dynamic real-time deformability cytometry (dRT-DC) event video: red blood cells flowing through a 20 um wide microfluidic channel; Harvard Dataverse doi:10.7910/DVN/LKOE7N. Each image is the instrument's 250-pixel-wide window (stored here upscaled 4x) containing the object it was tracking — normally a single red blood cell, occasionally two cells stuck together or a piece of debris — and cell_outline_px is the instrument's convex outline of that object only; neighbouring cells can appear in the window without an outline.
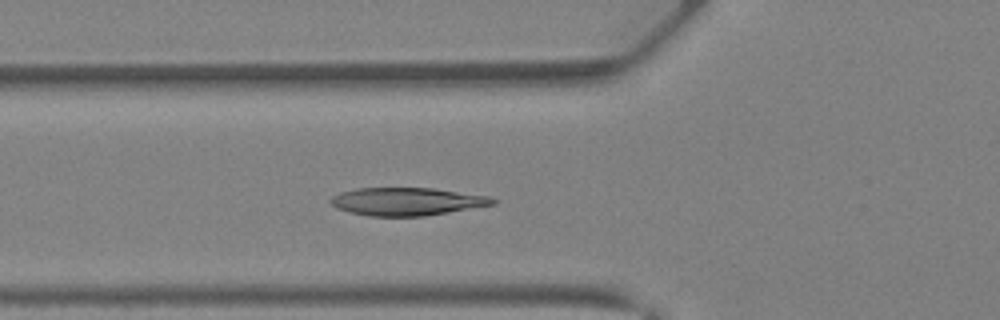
{"species": "Egyptian fruit bat (a non-hibernating species)", "species_latin": "Rousettus aegyptiacus", "temperature_condition": "warm", "stored_images_in_passage": 31, "camera_frame_rate_fps": 3000, "um_per_image_px": 0.085, "animal": {"sex": "female"}, "frame": {"image": 1, "passage_image": 4, "time_ms": 1.0, "image_size_px": [1000, 320], "cell_outline_px": [[496, 204], [424, 216], [368, 216], [348, 212], [336, 208], [328, 200], [332, 196], [340, 192], [356, 188], [432, 188], [488, 196], [496, 200]], "centroid_in_image_um": [34.53, 17.13], "position_along_channel_um": 91.3, "area_um2": 26.3}}
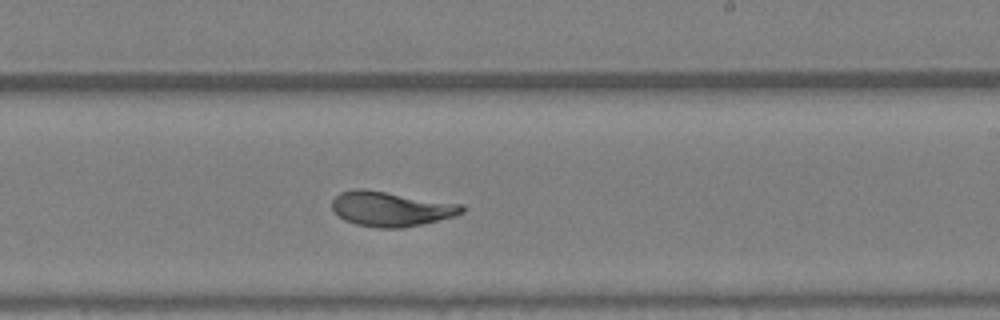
{"frame": {"image": 2, "passage_image": 14, "time_ms": 4.333, "image_size_px": [1000, 320], "cell_outline_px": [[464, 212], [456, 216], [420, 224], [400, 228], [380, 228], [356, 224], [344, 220], [332, 208], [332, 200], [340, 192], [360, 188], [364, 188], [464, 204]], "centroid_in_image_um": [33.26, 17.74], "position_along_channel_um": 255.7, "area_um2": 26.36}}
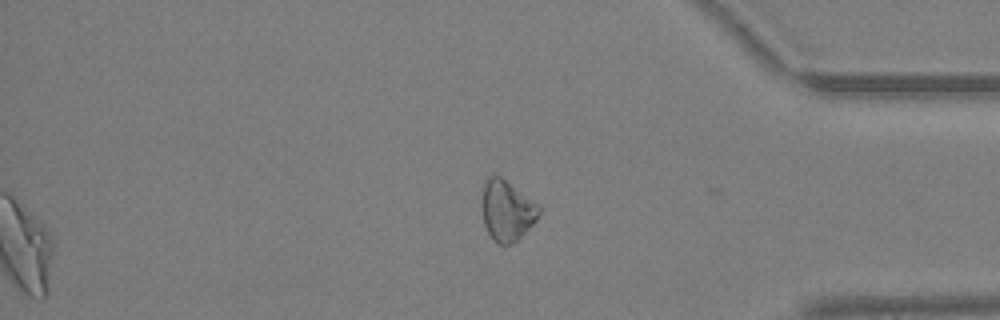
{"frame": {"image": 3, "passage_image": 31, "time_ms": 10.0, "image_size_px": [1000, 320], "cell_outline_px": [[540, 212], [536, 220], [512, 244], [496, 244], [492, 240], [484, 224], [484, 184], [488, 176], [500, 176], [536, 204], [540, 208]], "centroid_in_image_um": [43.08, 17.93], "position_along_channel_um": 392.1, "area_um2": 19.25}, "authors_computed_cell_mechanics": {"area_um2": 26.299, "velocity_mm_per_s": 4.9403, "shape_relaxation_time_tau1_ms": 4.0628, "shape_relaxation_time_tau2_ms": 0.9816, "deformation_change_tau1": 0.1987, "deformation_change_tau2": 0.0735}}